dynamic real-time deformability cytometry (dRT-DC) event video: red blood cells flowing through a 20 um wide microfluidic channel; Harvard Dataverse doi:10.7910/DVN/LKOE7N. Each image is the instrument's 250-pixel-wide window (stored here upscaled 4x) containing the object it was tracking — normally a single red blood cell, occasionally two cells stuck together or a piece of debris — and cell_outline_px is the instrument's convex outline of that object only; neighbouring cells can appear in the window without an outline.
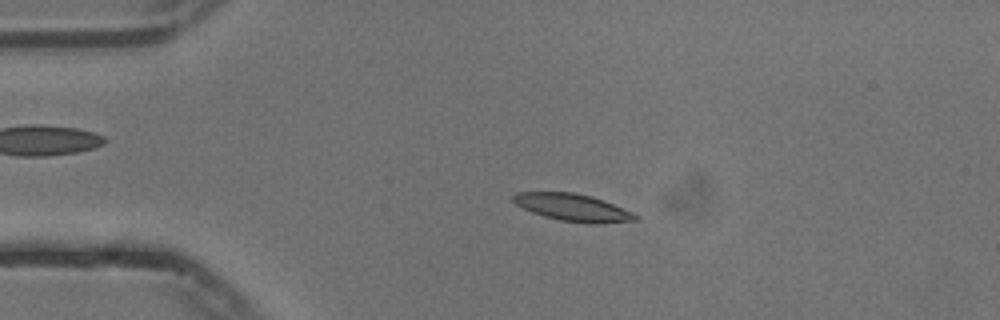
{"species": "common noctule bat (a hibernating species)", "species_latin": "Nyctalus noctula", "temperature_condition": "cold", "stored_images_in_passage": 54, "camera_frame_rate_fps": 3000, "um_per_image_px": 0.085, "animal": {"sex": "male", "body_mass_g": 13.3}, "frame": {"image": 1, "passage_image": 11, "time_ms": 3.333, "image_size_px": [1000, 320], "cell_outline_px": [[640, 216], [636, 220], [600, 224], [588, 224], [560, 220], [544, 216], [532, 212], [516, 204], [512, 200], [512, 196], [516, 192], [572, 192], [592, 196], [604, 200], [632, 212]], "centroid_in_image_um": [48.71, 17.64], "position_along_channel_um": 36.3, "area_um2": 19.48}}
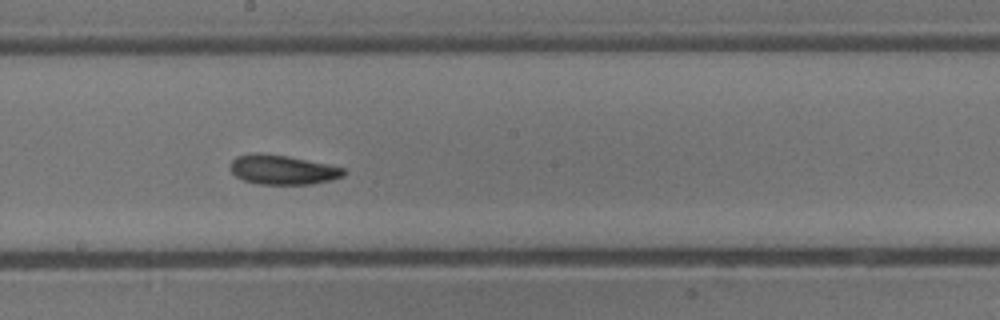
{"frame": {"image": 2, "passage_image": 29, "time_ms": 9.333, "image_size_px": [1000, 320], "cell_outline_px": [[344, 176], [332, 180], [312, 184], [256, 184], [244, 180], [236, 176], [228, 168], [228, 164], [236, 156], [256, 152], [260, 152], [288, 156], [344, 168]], "centroid_in_image_um": [23.96, 14.42], "position_along_channel_um": 224.2, "area_um2": 19.59}}
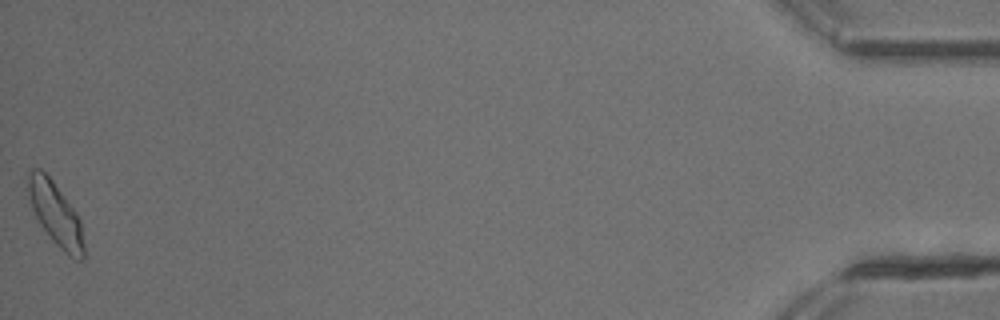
{"frame": {"image": 3, "passage_image": 54, "time_ms": 17.667, "image_size_px": [1000, 320], "cell_outline_px": [[84, 260], [76, 260], [68, 256], [52, 240], [40, 224], [32, 208], [28, 192], [28, 172], [32, 168], [40, 168], [52, 180], [76, 212], [80, 220], [84, 244]], "centroid_in_image_um": [4.74, 18.21], "position_along_channel_um": 430.5, "area_um2": 20.35}, "authors_computed_cell_mechanics": {"area_um2": 19.1318, "velocity_mm_per_s": 3.7184, "shape_relaxation_time_tau1_ms": 3.6533, "shape_relaxation_time_tau2_ms": 6.2353, "deformation_change_tau1": 0.0936, "deformation_change_tau2": 0.1426}}